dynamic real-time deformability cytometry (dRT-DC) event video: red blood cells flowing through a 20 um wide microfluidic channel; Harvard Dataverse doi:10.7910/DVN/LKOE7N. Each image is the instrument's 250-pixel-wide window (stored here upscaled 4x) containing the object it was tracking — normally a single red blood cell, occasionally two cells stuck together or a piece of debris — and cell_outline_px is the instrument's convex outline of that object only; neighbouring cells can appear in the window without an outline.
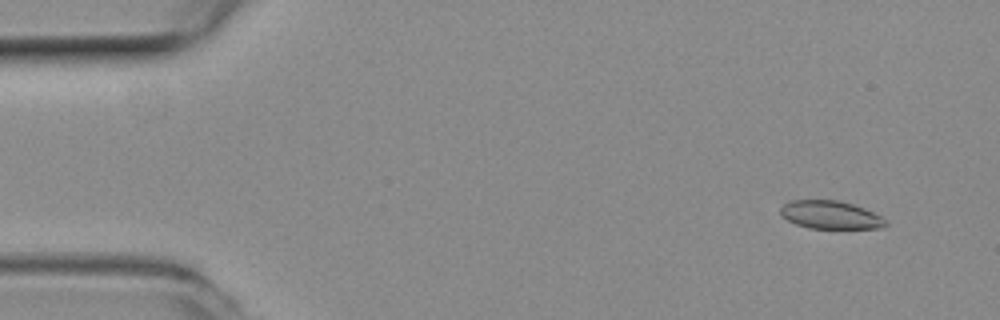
{"species": "common noctule bat (a hibernating species)", "species_latin": "Nyctalus noctula", "temperature_condition": "room temperature", "stored_images_in_passage": 53, "camera_frame_rate_fps": 3000, "um_per_image_px": 0.085, "animal": {"sex": "female", "body_mass_g": 19.3, "forearm_length_mm": 54.1}, "frame": {"image": 1, "passage_image": 4, "time_ms": 1.0, "image_size_px": [1000, 320], "cell_outline_px": [[888, 224], [884, 228], [808, 228], [796, 224], [780, 216], [780, 208], [784, 204], [792, 200], [840, 200], [864, 208], [888, 220]], "centroid_in_image_um": [70.59, 18.27], "position_along_channel_um": 14.4, "area_um2": 17.28}}
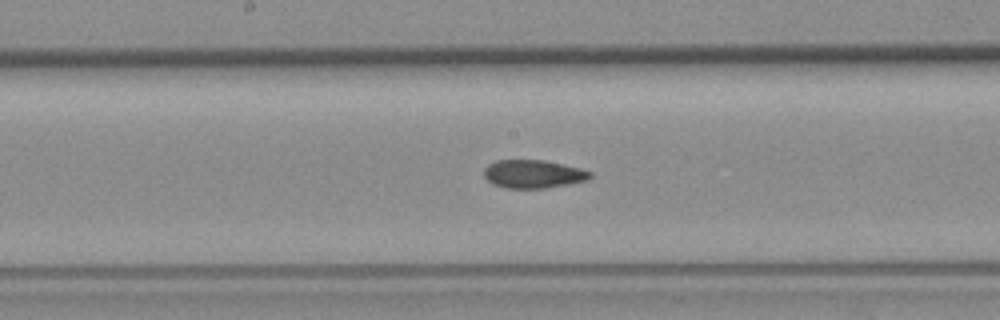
{"frame": {"image": 2, "passage_image": 27, "time_ms": 8.667, "image_size_px": [1000, 320], "cell_outline_px": [[592, 176], [588, 180], [568, 184], [544, 188], [504, 188], [492, 184], [484, 176], [484, 168], [488, 164], [496, 160], [544, 160], [580, 168], [592, 172]], "centroid_in_image_um": [45.31, 14.79], "position_along_channel_um": 202.9, "area_um2": 17.51}}
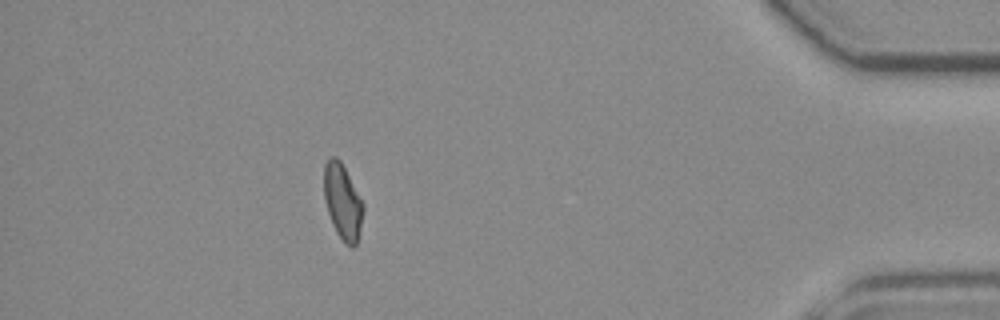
{"frame": {"image": 3, "passage_image": 47, "time_ms": 15.333, "image_size_px": [1000, 320], "cell_outline_px": [[364, 208], [360, 228], [356, 244], [352, 248], [336, 232], [332, 224], [324, 200], [324, 164], [332, 156], [336, 156], [340, 160], [364, 204]], "centroid_in_image_um": [29.11, 17.12], "position_along_channel_um": 406.1, "area_um2": 16.94}, "authors_computed_cell_mechanics": {"area_um2": 17.8024, "velocity_mm_per_s": 3.8765, "shape_relaxation_time_tau1_ms": null, "shape_relaxation_time_tau2_ms": 2.3273, "deformation_change_tau1": null, "deformation_change_tau2": 0.0704}}